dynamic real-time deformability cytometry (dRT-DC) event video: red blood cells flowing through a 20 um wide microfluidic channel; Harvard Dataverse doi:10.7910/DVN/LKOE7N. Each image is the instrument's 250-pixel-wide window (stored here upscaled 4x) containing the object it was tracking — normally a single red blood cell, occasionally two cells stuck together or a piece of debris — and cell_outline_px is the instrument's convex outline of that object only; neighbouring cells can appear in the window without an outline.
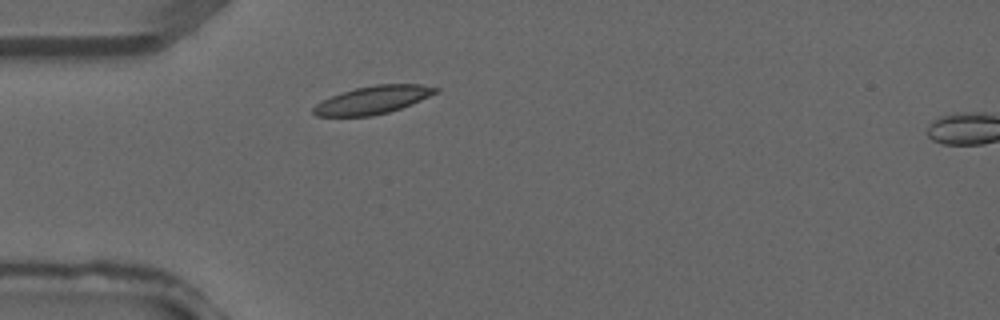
{"species": "common noctule bat (a hibernating species)", "species_latin": "Nyctalus noctula", "temperature_condition": "warm", "stored_images_in_passage": 6, "camera_frame_rate_fps": 3000, "um_per_image_px": 0.085, "animal": {"sex": "male", "forearm_length_mm": 52.5}, "frame": {"image": 1, "passage_image": 5, "time_ms": 1.333, "image_size_px": [1000, 320], "cell_outline_px": [[440, 92], [412, 104], [388, 112], [372, 116], [316, 116], [312, 112], [312, 108], [316, 104], [332, 96], [356, 88], [376, 84], [420, 84], [440, 88]], "centroid_in_image_um": [31.74, 8.49], "position_along_channel_um": 53.3, "area_um2": 19.83}}